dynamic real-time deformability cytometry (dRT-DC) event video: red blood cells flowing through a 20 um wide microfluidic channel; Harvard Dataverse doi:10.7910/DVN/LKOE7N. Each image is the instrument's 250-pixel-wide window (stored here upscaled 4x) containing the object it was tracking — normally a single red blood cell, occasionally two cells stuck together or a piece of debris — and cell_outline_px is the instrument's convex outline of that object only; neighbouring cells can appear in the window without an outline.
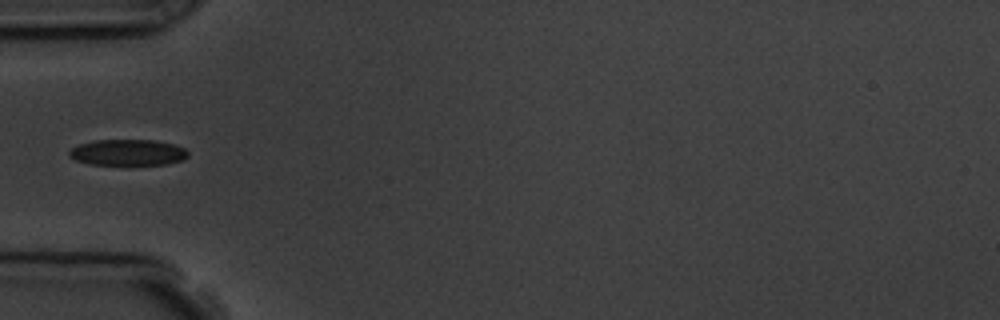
{"species": "common noctule bat (a hibernating species)", "species_latin": "Nyctalus noctula", "temperature_condition": "room temperature", "stored_images_in_passage": 2, "camera_frame_rate_fps": 3000, "um_per_image_px": 0.085, "animal": {"sex": "male", "body_mass_g": 19.5, "forearm_length_mm": 54.6}, "frame": {"image": 1, "passage_image": 2, "time_ms": 1.0, "image_size_px": [1000, 320], "cell_outline_px": [[188, 156], [184, 160], [168, 164], [88, 164], [76, 160], [68, 156], [68, 152], [72, 148], [80, 144], [96, 140], [152, 140], [172, 144], [184, 148], [188, 152]], "centroid_in_image_um": [10.87, 12.96], "position_along_channel_um": 74.1, "area_um2": 17.92}}